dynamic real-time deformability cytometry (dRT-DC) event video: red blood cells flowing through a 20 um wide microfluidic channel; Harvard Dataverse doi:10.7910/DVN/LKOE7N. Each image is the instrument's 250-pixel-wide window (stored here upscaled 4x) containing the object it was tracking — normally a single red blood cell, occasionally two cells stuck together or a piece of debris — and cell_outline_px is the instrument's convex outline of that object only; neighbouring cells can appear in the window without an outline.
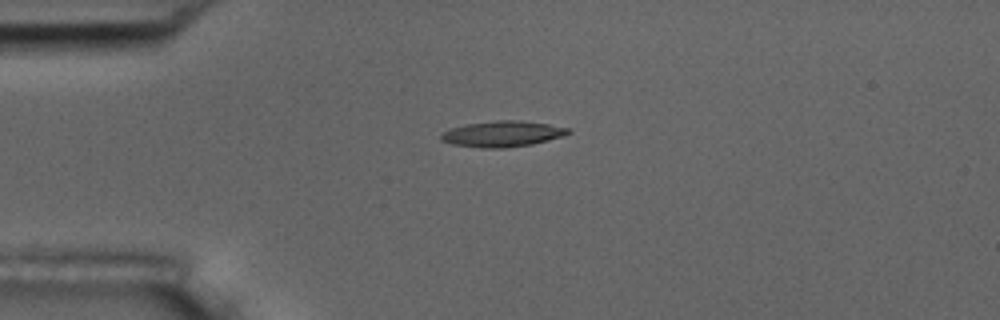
{"species": "common noctule bat (a hibernating species)", "species_latin": "Nyctalus noctula", "temperature_condition": "room temperature", "stored_images_in_passage": 5, "camera_frame_rate_fps": 3000, "um_per_image_px": 0.085, "animal": {"sex": "male", "body_mass_g": 17.5, "forearm_length_mm": 52.3}, "frame": {"image": 1, "passage_image": 4, "time_ms": 3.667, "image_size_px": [1000, 320], "cell_outline_px": [[572, 132], [564, 136], [532, 144], [508, 148], [480, 148], [452, 144], [440, 140], [440, 136], [444, 132], [452, 128], [468, 124], [496, 120], [520, 120], [548, 124], [572, 128]], "centroid_in_image_um": [42.76, 11.38], "position_along_channel_um": 42.2, "area_um2": 19.25}}